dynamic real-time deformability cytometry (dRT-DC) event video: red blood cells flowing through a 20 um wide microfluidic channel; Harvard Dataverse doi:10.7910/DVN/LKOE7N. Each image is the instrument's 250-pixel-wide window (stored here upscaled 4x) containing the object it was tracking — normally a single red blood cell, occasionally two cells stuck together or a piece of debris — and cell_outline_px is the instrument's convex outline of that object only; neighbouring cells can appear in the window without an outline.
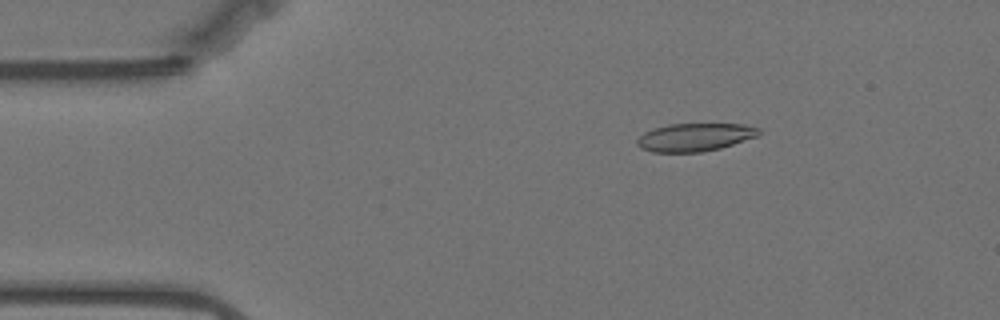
{"species": "Egyptian fruit bat (a non-hibernating species)", "species_latin": "Rousettus aegyptiacus", "temperature_condition": "warm", "stored_images_in_passage": 58, "camera_frame_rate_fps": 3000, "um_per_image_px": 0.085, "animal": {"sex": "female"}, "frame": {"image": 1, "passage_image": 9, "time_ms": 2.667, "image_size_px": [1000, 320], "cell_outline_px": [[760, 132], [756, 136], [720, 148], [700, 152], [652, 152], [640, 148], [636, 144], [636, 140], [644, 132], [668, 124], [744, 124], [760, 128]], "centroid_in_image_um": [59.03, 11.66], "position_along_channel_um": 26.0, "area_um2": 19.71}}
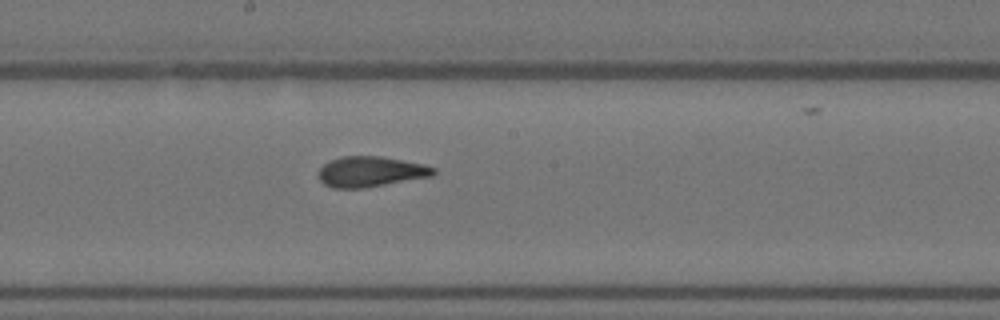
{"frame": {"image": 2, "passage_image": 30, "time_ms": 9.667, "image_size_px": [1000, 320], "cell_outline_px": [[436, 172], [432, 176], [364, 188], [332, 188], [324, 184], [320, 180], [316, 172], [324, 164], [340, 156], [384, 156], [424, 164], [436, 168]], "centroid_in_image_um": [31.49, 14.58], "position_along_channel_um": 216.7, "area_um2": 20.58}}
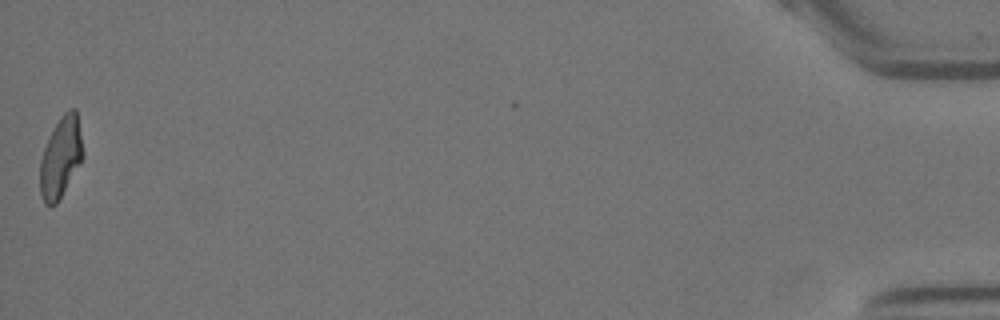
{"frame": {"image": 3, "passage_image": 57, "time_ms": 18.667, "image_size_px": [1000, 320], "cell_outline_px": [[84, 156], [80, 164], [56, 204], [44, 204], [40, 192], [40, 160], [44, 148], [60, 116], [68, 108], [76, 108]], "centroid_in_image_um": [5.17, 13.35], "position_along_channel_um": 430.0, "area_um2": 19.88}, "authors_computed_cell_mechanics": {"area_um2": 20.6635, "velocity_mm_per_s": 3.5157, "shape_relaxation_time_tau1_ms": 5.1358, "shape_relaxation_time_tau2_ms": 1.3907, "deformation_change_tau1": 0.1874, "deformation_change_tau2": 0.0949}}